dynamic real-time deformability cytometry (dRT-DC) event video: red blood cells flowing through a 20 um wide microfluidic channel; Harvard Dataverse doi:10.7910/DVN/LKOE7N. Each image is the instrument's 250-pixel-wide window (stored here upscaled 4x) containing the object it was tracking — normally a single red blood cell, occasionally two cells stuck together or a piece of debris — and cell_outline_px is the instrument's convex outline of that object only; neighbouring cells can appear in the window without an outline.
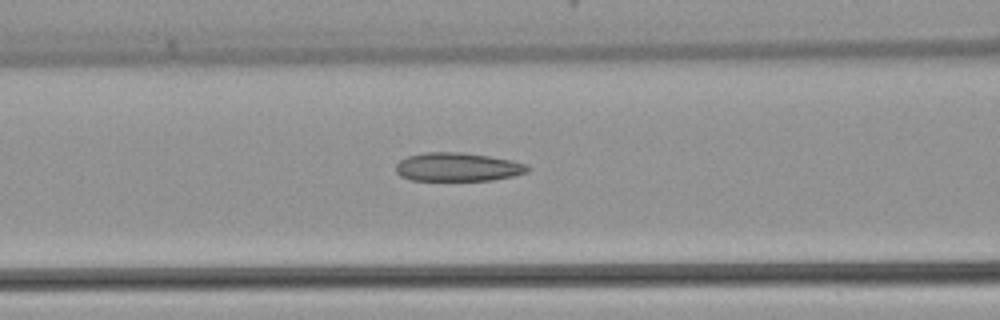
{"species": "common noctule bat (a hibernating species)", "species_latin": "Nyctalus noctula", "temperature_condition": "warm", "stored_images_in_passage": 28, "camera_frame_rate_fps": 3000, "um_per_image_px": 0.085, "animal": {"sex": "female", "body_mass_g": 22.7, "forearm_length_mm": 54.2}, "frame": {"image": 1, "passage_image": 9, "time_ms": 2.667, "image_size_px": [1000, 320], "cell_outline_px": [[532, 168], [528, 172], [512, 176], [492, 180], [412, 180], [400, 176], [396, 172], [396, 164], [400, 160], [408, 156], [424, 152], [464, 152], [512, 160], [528, 164]], "centroid_in_image_um": [38.93, 14.19], "position_along_channel_um": 127.7, "area_um2": 22.08}}
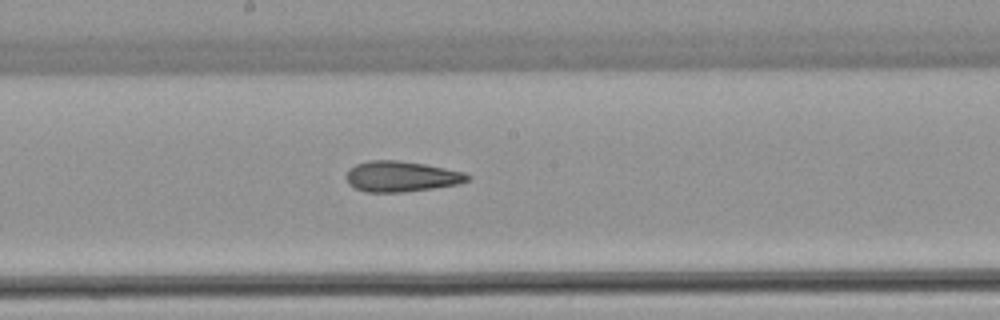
{"frame": {"image": 2, "passage_image": 15, "time_ms": 4.667, "image_size_px": [1000, 320], "cell_outline_px": [[472, 176], [468, 180], [460, 184], [404, 192], [364, 192], [348, 184], [344, 176], [348, 168], [356, 164], [368, 160], [396, 160], [424, 164], [464, 172]], "centroid_in_image_um": [34.07, 15.0], "position_along_channel_um": 214.1, "area_um2": 21.79}}
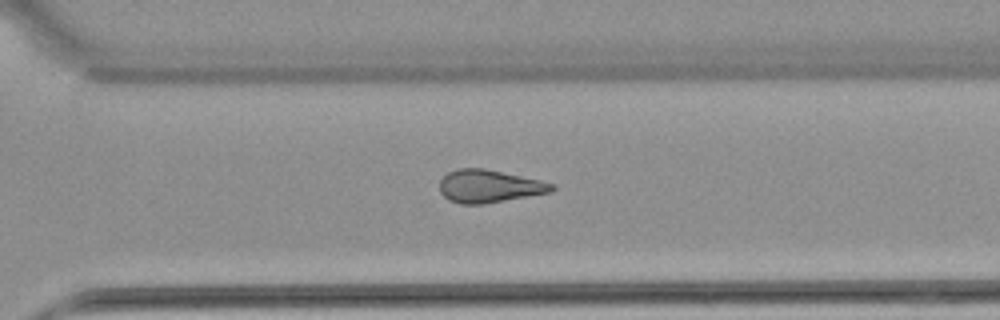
{"frame": {"image": 3, "passage_image": 23, "time_ms": 7.333, "image_size_px": [1000, 320], "cell_outline_px": [[556, 188], [552, 192], [484, 204], [460, 204], [448, 200], [440, 192], [440, 180], [448, 172], [460, 168], [484, 168], [540, 180], [556, 184]], "centroid_in_image_um": [41.59, 15.83], "position_along_channel_um": 329.0, "area_um2": 21.5}}